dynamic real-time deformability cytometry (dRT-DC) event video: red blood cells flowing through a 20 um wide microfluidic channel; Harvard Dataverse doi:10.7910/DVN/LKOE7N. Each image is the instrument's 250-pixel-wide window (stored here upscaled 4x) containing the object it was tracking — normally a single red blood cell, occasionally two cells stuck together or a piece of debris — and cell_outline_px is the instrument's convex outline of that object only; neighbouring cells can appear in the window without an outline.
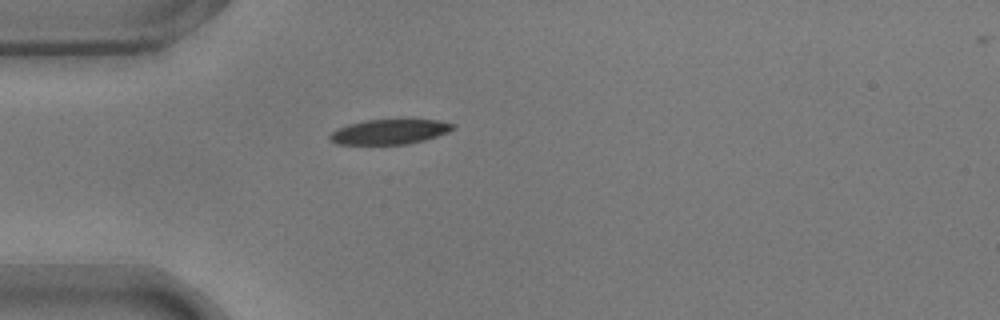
{"species": "common noctule bat (a hibernating species)", "species_latin": "Nyctalus noctula", "temperature_condition": "warm", "stored_images_in_passage": 40, "camera_frame_rate_fps": 3000, "um_per_image_px": 0.085, "animal": {"sex": "male", "body_mass_g": 17.9}, "frame": {"image": 1, "passage_image": 1, "time_ms": 0.0, "image_size_px": [1000, 320], "cell_outline_px": [[456, 128], [448, 132], [424, 140], [408, 144], [336, 144], [328, 136], [332, 132], [348, 124], [364, 120], [440, 120], [456, 124]], "centroid_in_image_um": [33.15, 11.19], "position_along_channel_um": 51.8, "area_um2": 17.74}}
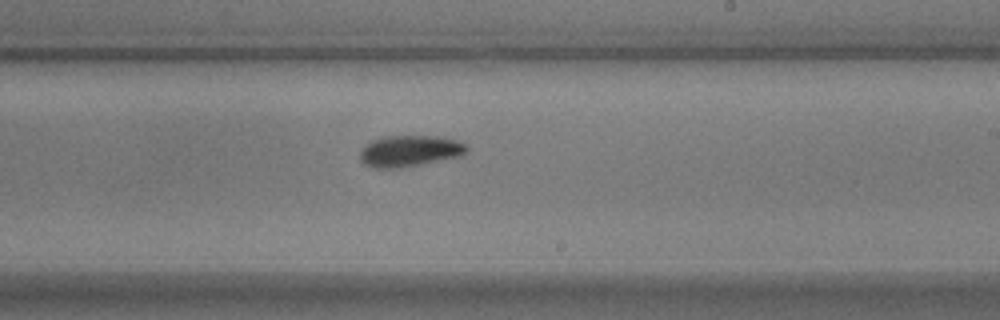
{"frame": {"image": 2, "passage_image": 18, "time_ms": 5.667, "image_size_px": [1000, 320], "cell_outline_px": [[468, 148], [460, 156], [416, 164], [392, 168], [376, 168], [364, 164], [360, 160], [360, 152], [372, 140], [384, 136], [440, 136], [456, 140], [464, 144]], "centroid_in_image_um": [34.79, 12.81], "position_along_channel_um": 254.2, "area_um2": 18.9}}
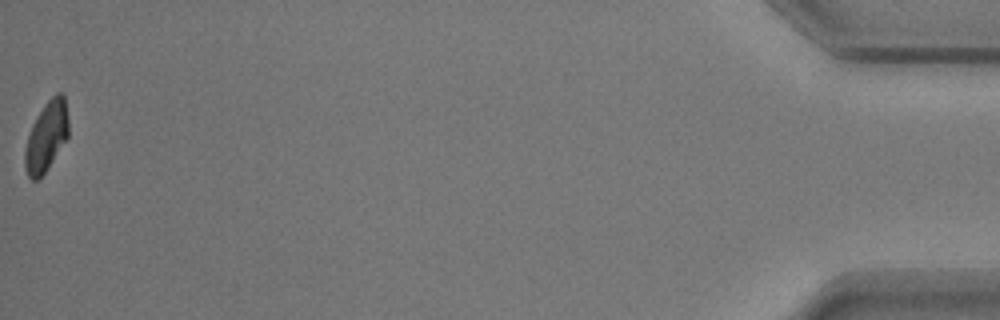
{"frame": {"image": 3, "passage_image": 40, "time_ms": 13.0, "image_size_px": [1000, 320], "cell_outline_px": [[68, 136], [44, 172], [36, 180], [32, 180], [28, 176], [24, 168], [24, 152], [28, 136], [32, 124], [36, 116], [44, 104], [56, 92], [60, 92], [64, 96], [68, 120]], "centroid_in_image_um": [3.92, 11.57], "position_along_channel_um": 431.3, "area_um2": 17.46}, "authors_computed_cell_mechanics": {"area_um2": 18.9873, "velocity_mm_per_s": 3.7272, "shape_relaxation_time_tau1_ms": 4.0894, "shape_relaxation_time_tau2_ms": 1.6049, "deformation_change_tau1": 0.1576, "deformation_change_tau2": 0.0691}}